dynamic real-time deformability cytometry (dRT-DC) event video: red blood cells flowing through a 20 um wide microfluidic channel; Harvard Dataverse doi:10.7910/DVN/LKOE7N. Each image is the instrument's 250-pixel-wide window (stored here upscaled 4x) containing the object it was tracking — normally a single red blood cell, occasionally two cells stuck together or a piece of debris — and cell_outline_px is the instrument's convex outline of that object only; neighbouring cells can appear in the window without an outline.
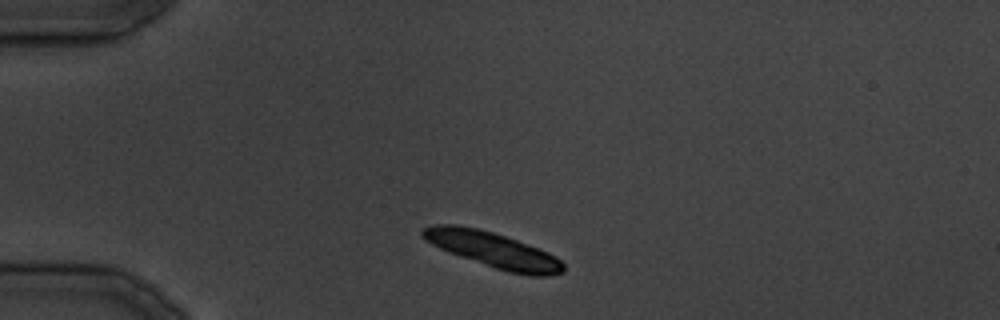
{"species": "common noctule bat (a hibernating species)", "species_latin": "Nyctalus noctula", "temperature_condition": "cold", "stored_images_in_passage": 28, "camera_frame_rate_fps": 3000, "um_per_image_px": 0.085, "animal": {"sex": "male", "body_mass_g": 19.5, "forearm_length_mm": 54.6}, "frame": {"image": 1, "passage_image": 1, "time_ms": 0.0, "image_size_px": [1000, 320], "cell_outline_px": [[564, 272], [548, 276], [528, 276], [508, 272], [448, 252], [424, 240], [420, 236], [420, 232], [424, 228], [432, 224], [456, 224], [476, 228], [492, 232], [540, 248], [556, 256], [564, 264]], "centroid_in_image_um": [41.91, 21.24], "position_along_channel_um": 43.1, "area_um2": 29.07}}